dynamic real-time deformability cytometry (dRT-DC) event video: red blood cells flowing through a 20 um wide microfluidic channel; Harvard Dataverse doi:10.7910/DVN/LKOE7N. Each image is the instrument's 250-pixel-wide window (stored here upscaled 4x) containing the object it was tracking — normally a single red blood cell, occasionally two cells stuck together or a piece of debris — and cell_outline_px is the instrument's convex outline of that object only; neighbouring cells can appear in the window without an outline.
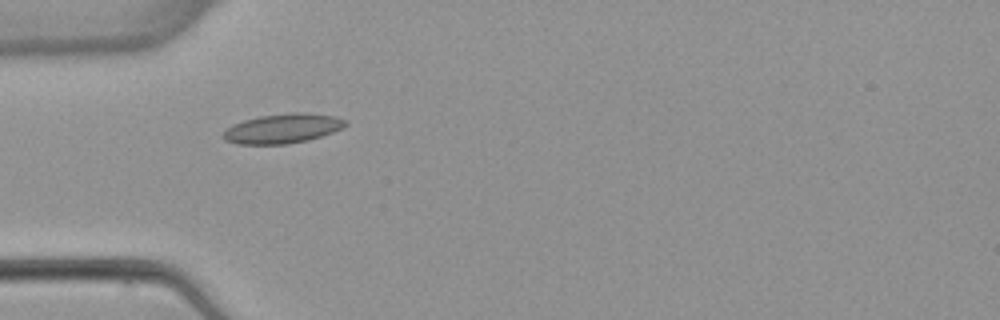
{"species": "common noctule bat (a hibernating species)", "species_latin": "Nyctalus noctula", "temperature_condition": "warm", "stored_images_in_passage": 1, "camera_frame_rate_fps": 3000, "um_per_image_px": 0.085, "animal": {"sex": "female", "body_mass_g": 22.7, "forearm_length_mm": 54.2}, "frame": {"image": 1, "passage_image": 1, "time_ms": 0.0, "image_size_px": [1000, 320], "cell_outline_px": [[348, 124], [344, 128], [308, 140], [288, 144], [236, 144], [224, 140], [220, 136], [232, 124], [244, 120], [260, 116], [292, 112], [308, 112], [336, 116], [348, 120]], "centroid_in_image_um": [24.05, 10.91], "position_along_channel_um": 60.9, "area_um2": 21.33}}